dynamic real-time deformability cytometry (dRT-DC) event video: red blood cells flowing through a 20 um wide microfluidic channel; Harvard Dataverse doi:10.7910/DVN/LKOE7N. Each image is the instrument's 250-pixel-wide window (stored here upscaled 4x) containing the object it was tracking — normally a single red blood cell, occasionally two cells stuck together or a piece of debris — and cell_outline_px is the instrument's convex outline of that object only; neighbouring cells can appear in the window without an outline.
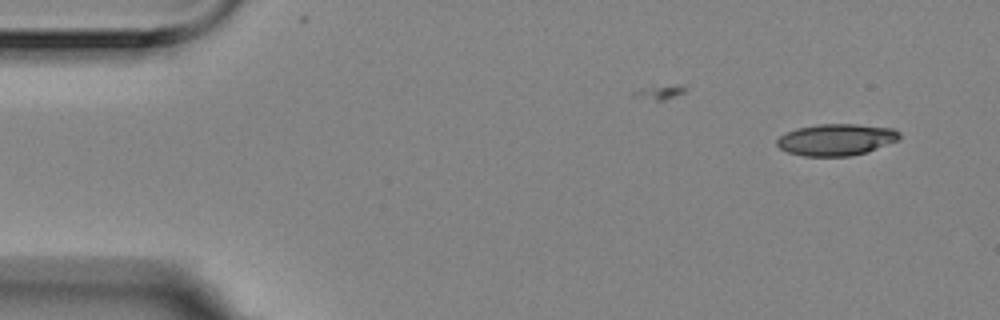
{"species": "Egyptian fruit bat (a non-hibernating species)", "species_latin": "Rousettus aegyptiacus", "temperature_condition": "room temperature", "stored_images_in_passage": 2, "camera_frame_rate_fps": 3000, "um_per_image_px": 0.085, "animal": {"sex": "female"}, "frame": {"image": 1, "passage_image": 2, "time_ms": 0.333, "image_size_px": [1000, 320], "cell_outline_px": [[900, 140], [868, 152], [852, 156], [804, 156], [788, 152], [780, 148], [776, 144], [776, 140], [784, 132], [796, 128], [820, 124], [856, 124], [892, 128], [900, 132]], "centroid_in_image_um": [71.09, 11.87], "position_along_channel_um": 13.9, "area_um2": 22.83}}